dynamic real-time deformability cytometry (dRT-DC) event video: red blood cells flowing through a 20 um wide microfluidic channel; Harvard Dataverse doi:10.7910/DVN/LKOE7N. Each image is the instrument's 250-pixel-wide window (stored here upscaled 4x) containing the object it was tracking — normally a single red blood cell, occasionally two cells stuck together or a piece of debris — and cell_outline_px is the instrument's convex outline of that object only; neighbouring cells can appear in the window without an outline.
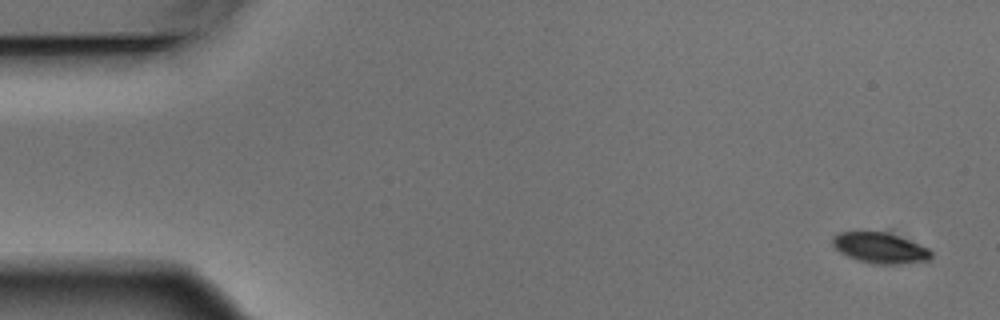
{"species": "Egyptian fruit bat (a non-hibernating species)", "species_latin": "Rousettus aegyptiacus", "temperature_condition": "warm", "stored_images_in_passage": 6, "camera_frame_rate_fps": 3000, "um_per_image_px": 0.085, "animal": {"sex": "male"}, "frame": {"image": 1, "passage_image": 1, "time_ms": 0.0, "image_size_px": [1000, 320], "cell_outline_px": [[932, 256], [928, 260], [900, 264], [872, 264], [856, 260], [840, 252], [832, 244], [832, 236], [840, 232], [884, 232], [900, 236], [928, 248], [932, 252]], "centroid_in_image_um": [74.8, 21.08], "position_along_channel_um": 10.2, "area_um2": 17.57}}